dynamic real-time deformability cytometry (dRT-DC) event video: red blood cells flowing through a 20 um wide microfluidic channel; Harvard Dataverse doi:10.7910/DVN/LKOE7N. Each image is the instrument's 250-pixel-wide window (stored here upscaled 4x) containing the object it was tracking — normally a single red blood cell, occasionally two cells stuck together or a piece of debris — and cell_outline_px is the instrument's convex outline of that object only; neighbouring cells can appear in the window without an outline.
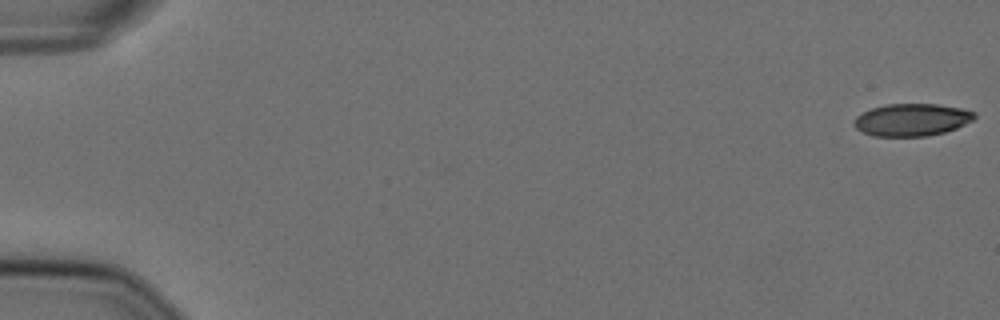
{"species": "Egyptian fruit bat (a non-hibernating species)", "species_latin": "Rousettus aegyptiacus", "temperature_condition": "cold", "stored_images_in_passage": 53, "camera_frame_rate_fps": 3000, "um_per_image_px": 0.085, "animal": {"sex": "female"}, "frame": {"image": 1, "passage_image": 1, "time_ms": 0.0, "image_size_px": [1000, 320], "cell_outline_px": [[976, 116], [972, 120], [956, 128], [944, 132], [928, 136], [872, 136], [856, 128], [852, 124], [852, 120], [856, 116], [872, 108], [888, 104], [936, 104], [960, 108], [976, 112]], "centroid_in_image_um": [77.48, 10.18], "position_along_channel_um": 7.5, "area_um2": 22.66}}
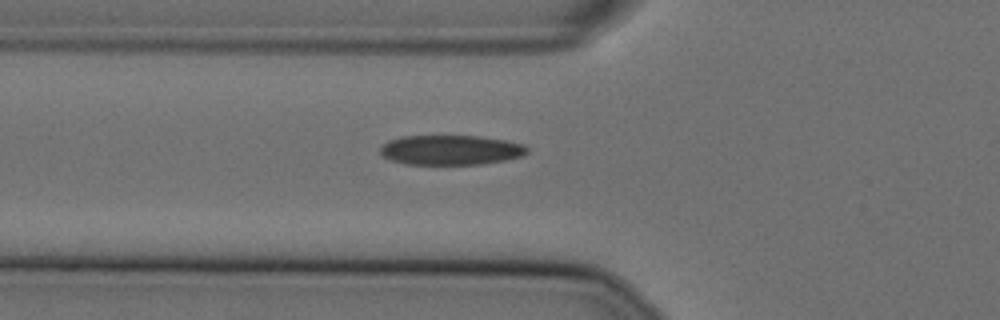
{"frame": {"image": 2, "passage_image": 21, "time_ms": 6.667, "image_size_px": [1000, 320], "cell_outline_px": [[528, 152], [524, 156], [504, 160], [480, 164], [408, 164], [392, 160], [384, 156], [380, 152], [380, 148], [388, 140], [400, 136], [480, 136], [508, 140], [524, 144], [528, 148]], "centroid_in_image_um": [38.36, 12.74], "position_along_channel_um": 87.4, "area_um2": 25.55}}
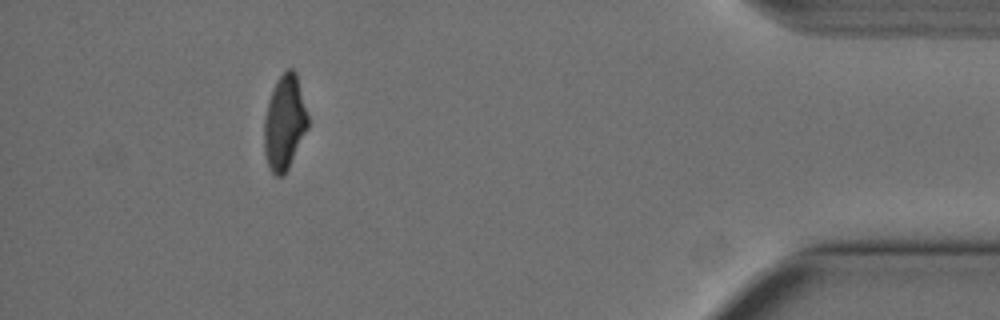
{"frame": {"image": 3, "passage_image": 52, "time_ms": 17.0, "image_size_px": [1000, 320], "cell_outline_px": [[308, 128], [284, 176], [276, 176], [268, 168], [264, 152], [264, 120], [268, 100], [272, 88], [276, 80], [288, 68], [292, 68], [296, 72], [308, 116]], "centroid_in_image_um": [24.17, 10.42], "position_along_channel_um": 411.0, "area_um2": 24.22}}